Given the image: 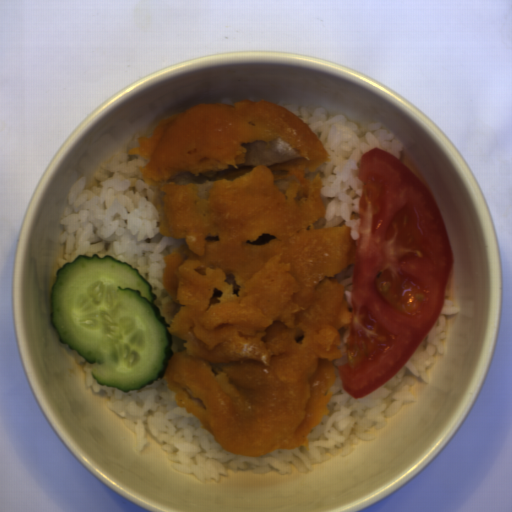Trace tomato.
<instances>
[{"label":"tomato","instance_id":"obj_1","mask_svg":"<svg viewBox=\"0 0 512 512\" xmlns=\"http://www.w3.org/2000/svg\"><path fill=\"white\" fill-rule=\"evenodd\" d=\"M363 183L354 243L351 332L341 383L360 399L393 378L443 307L454 267L450 235L429 189L398 157L375 147L358 161Z\"/></svg>","mask_w":512,"mask_h":512}]
</instances>
